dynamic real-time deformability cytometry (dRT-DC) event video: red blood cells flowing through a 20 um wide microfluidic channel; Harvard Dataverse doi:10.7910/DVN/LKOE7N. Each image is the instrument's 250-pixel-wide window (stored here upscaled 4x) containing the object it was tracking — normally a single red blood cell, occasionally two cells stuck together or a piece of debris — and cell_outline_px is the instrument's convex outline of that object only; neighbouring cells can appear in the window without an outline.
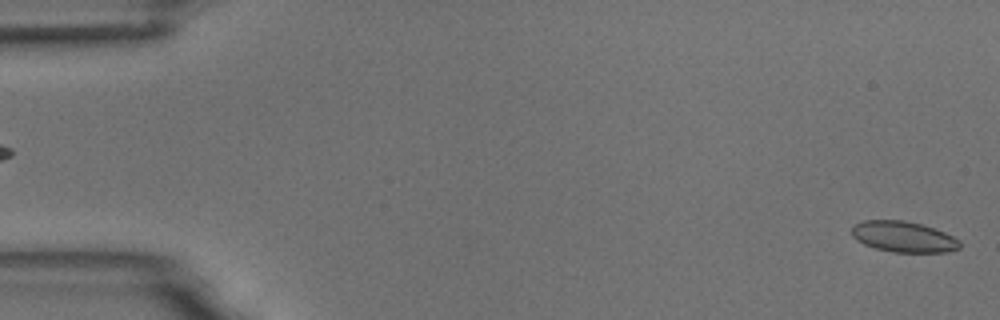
{"species": "common noctule bat (a hibernating species)", "species_latin": "Nyctalus noctula", "temperature_condition": "room temperature", "stored_images_in_passage": 6, "segment_of_instrument_passage": [2, 2], "camera_frame_rate_fps": 3000, "um_per_image_px": 0.085, "animal": {"sex": "male", "body_mass_g": 18.8}, "frame": {"image": 1, "passage_image": 6, "time_ms": 5.667, "image_size_px": [1000, 320], "cell_outline_px": [[960, 248], [948, 252], [892, 252], [876, 248], [864, 244], [856, 240], [852, 236], [852, 224], [864, 220], [904, 220], [920, 224], [944, 232], [960, 240]], "centroid_in_image_um": [76.77, 20.12], "position_along_channel_um": 8.2, "area_um2": 19.42}}